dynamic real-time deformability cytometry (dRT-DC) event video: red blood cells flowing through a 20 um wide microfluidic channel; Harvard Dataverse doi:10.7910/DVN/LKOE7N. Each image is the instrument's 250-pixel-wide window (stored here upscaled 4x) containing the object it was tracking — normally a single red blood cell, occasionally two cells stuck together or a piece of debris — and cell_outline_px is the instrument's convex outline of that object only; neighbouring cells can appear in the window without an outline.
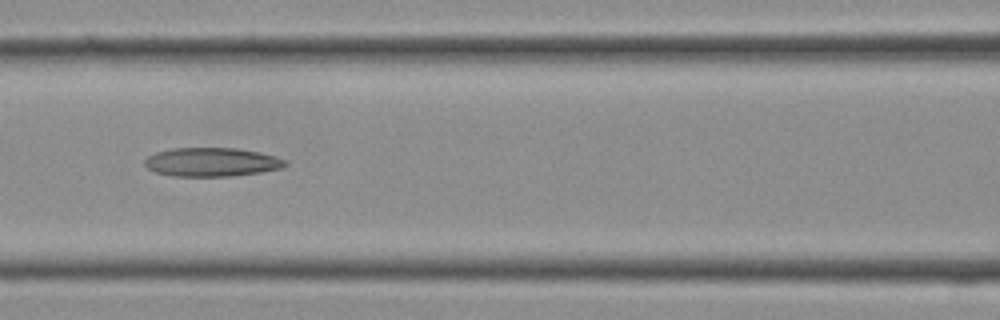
{"species": "Egyptian fruit bat (a non-hibernating species)", "species_latin": "Rousettus aegyptiacus", "temperature_condition": "cold", "stored_images_in_passage": 18, "camera_frame_rate_fps": 3000, "um_per_image_px": 0.085, "frame": {"image": 1, "passage_image": 13, "time_ms": 4.0, "image_size_px": [1000, 320], "cell_outline_px": [[288, 164], [280, 168], [260, 172], [232, 176], [172, 176], [156, 172], [148, 168], [144, 164], [144, 160], [148, 156], [156, 152], [172, 148], [236, 148], [260, 152], [276, 156], [288, 160]], "centroid_in_image_um": [18.01, 13.77], "position_along_channel_um": 148.6, "area_um2": 23.64}}
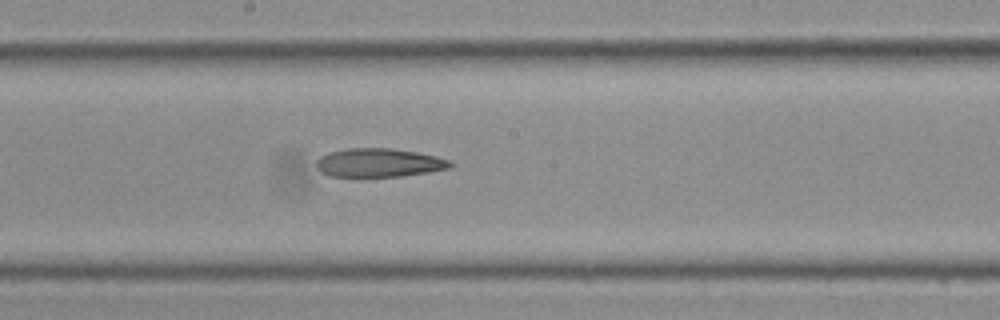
{"frame": {"image": 2, "passage_image": 16, "time_ms": 5.0, "image_size_px": [1000, 320], "cell_outline_px": [[452, 168], [428, 172], [400, 176], [328, 176], [316, 168], [316, 160], [320, 156], [328, 152], [344, 148], [392, 148], [416, 152], [436, 156], [452, 160]], "centroid_in_image_um": [32.2, 13.82], "position_along_channel_um": 216.0, "area_um2": 22.48}}
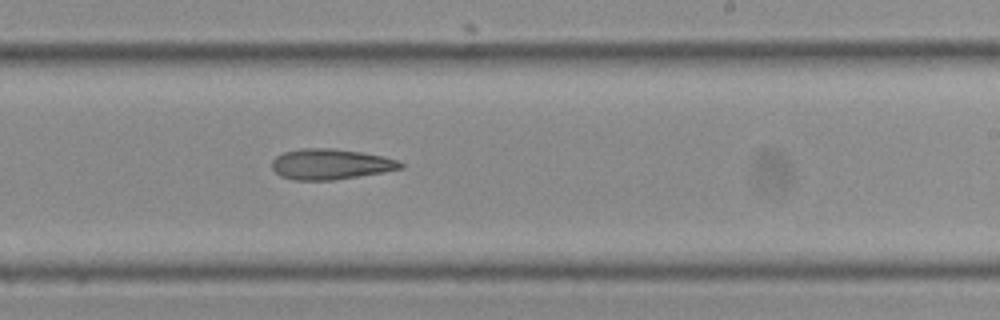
{"frame": {"image": 3, "passage_image": 18, "time_ms": 5.667, "image_size_px": [1000, 320], "cell_outline_px": [[404, 168], [384, 172], [332, 180], [292, 180], [280, 176], [272, 168], [272, 160], [276, 156], [284, 152], [300, 148], [332, 148], [360, 152], [384, 156], [400, 160], [404, 164]], "centroid_in_image_um": [28.11, 13.95], "position_along_channel_um": 260.9, "area_um2": 23.06}}